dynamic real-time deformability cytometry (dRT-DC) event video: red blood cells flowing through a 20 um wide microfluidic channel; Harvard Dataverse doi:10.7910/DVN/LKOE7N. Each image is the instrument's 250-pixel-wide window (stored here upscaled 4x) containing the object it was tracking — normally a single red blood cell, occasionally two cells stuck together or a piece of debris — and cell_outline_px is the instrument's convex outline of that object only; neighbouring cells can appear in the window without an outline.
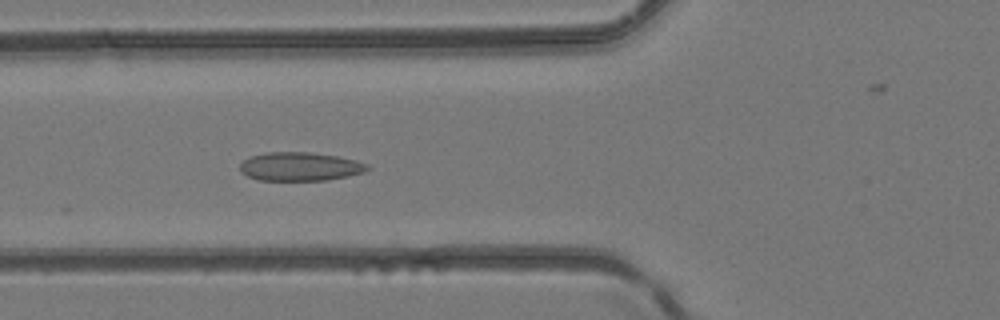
{"species": "common noctule bat (a hibernating species)", "species_latin": "Nyctalus noctula", "temperature_condition": "room temperature", "stored_images_in_passage": 26, "camera_frame_rate_fps": 3000, "um_per_image_px": 0.085, "animal": {"sex": "female", "body_mass_g": 24.6, "forearm_length_mm": 56.2}, "frame": {"image": 1, "passage_image": 5, "time_ms": 1.333, "image_size_px": [1000, 320], "cell_outline_px": [[372, 168], [364, 172], [348, 176], [328, 180], [260, 180], [248, 176], [240, 172], [240, 164], [244, 160], [252, 156], [268, 152], [308, 152], [336, 156], [356, 160], [368, 164]], "centroid_in_image_um": [25.53, 14.16], "position_along_channel_um": 100.3, "area_um2": 21.21}}
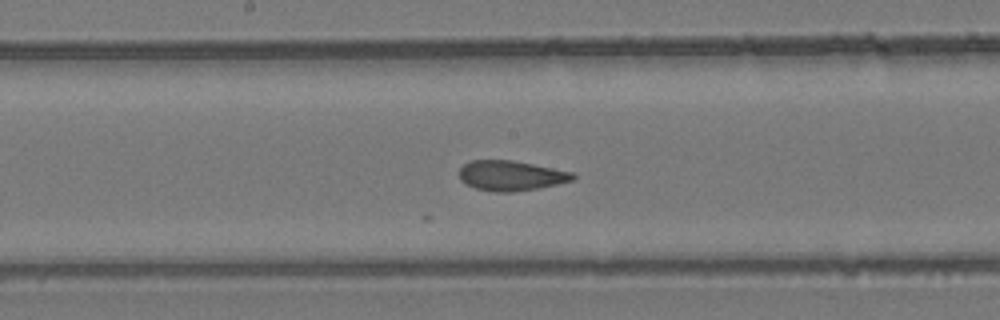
{"frame": {"image": 2, "passage_image": 12, "time_ms": 3.667, "image_size_px": [1000, 320], "cell_outline_px": [[576, 176], [572, 180], [556, 184], [536, 188], [512, 192], [492, 192], [476, 188], [460, 180], [460, 168], [464, 164], [472, 160], [512, 160], [576, 172]], "centroid_in_image_um": [43.45, 14.92], "position_along_channel_um": 204.8, "area_um2": 19.83}}
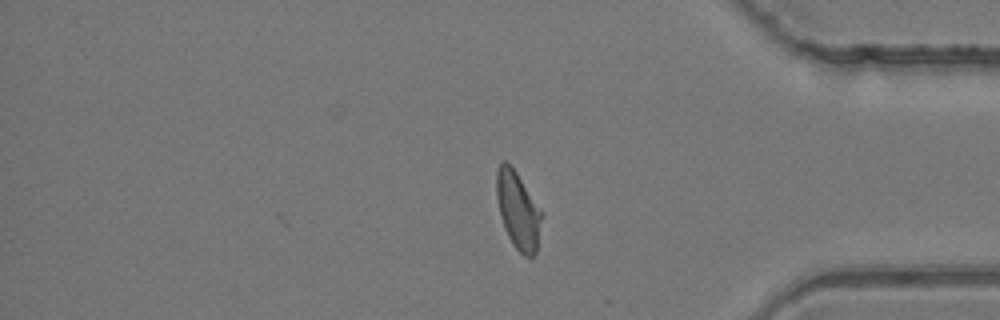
{"frame": {"image": 3, "passage_image": 26, "time_ms": 8.333, "image_size_px": [1000, 320], "cell_outline_px": [[540, 220], [536, 252], [532, 256], [524, 256], [512, 244], [504, 228], [500, 216], [496, 196], [496, 172], [500, 164], [504, 160], [516, 172], [540, 212]], "centroid_in_image_um": [43.96, 17.89], "position_along_channel_um": 391.2, "area_um2": 19.42}}